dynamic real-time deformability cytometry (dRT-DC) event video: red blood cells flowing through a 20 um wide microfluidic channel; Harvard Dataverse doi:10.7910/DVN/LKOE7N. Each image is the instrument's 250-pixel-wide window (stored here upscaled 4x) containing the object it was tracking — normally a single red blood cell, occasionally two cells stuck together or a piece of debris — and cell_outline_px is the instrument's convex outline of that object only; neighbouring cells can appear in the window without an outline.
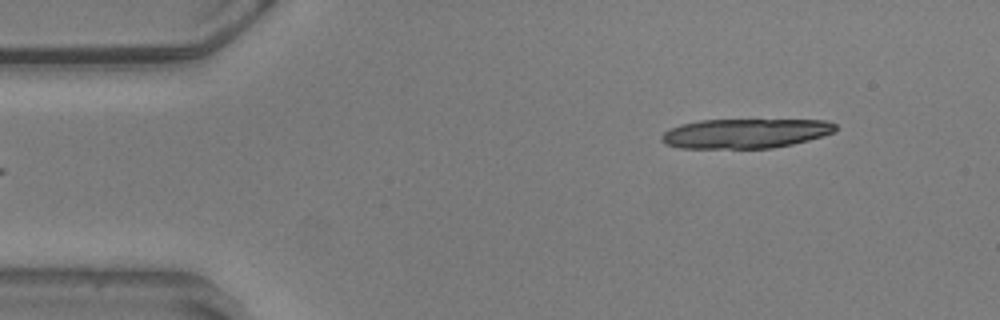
{"species": "common noctule bat (a hibernating species)", "species_latin": "Nyctalus noctula", "temperature_condition": "warm", "stored_images_in_passage": 52, "segment_of_instrument_passage": [1, 2], "camera_frame_rate_fps": 3000, "um_per_image_px": 0.085, "animal": {"sex": "male", "body_mass_g": 20.5, "forearm_length_mm": 52.5}, "frame": {"image": 1, "passage_image": 3, "time_ms": 0.667, "image_size_px": [1000, 320], "cell_outline_px": [[836, 132], [824, 136], [792, 144], [772, 148], [680, 148], [664, 144], [660, 140], [660, 136], [668, 128], [680, 124], [700, 120], [828, 120], [836, 124]], "centroid_in_image_um": [63.33, 11.34], "position_along_channel_um": 21.7, "area_um2": 30.23}}